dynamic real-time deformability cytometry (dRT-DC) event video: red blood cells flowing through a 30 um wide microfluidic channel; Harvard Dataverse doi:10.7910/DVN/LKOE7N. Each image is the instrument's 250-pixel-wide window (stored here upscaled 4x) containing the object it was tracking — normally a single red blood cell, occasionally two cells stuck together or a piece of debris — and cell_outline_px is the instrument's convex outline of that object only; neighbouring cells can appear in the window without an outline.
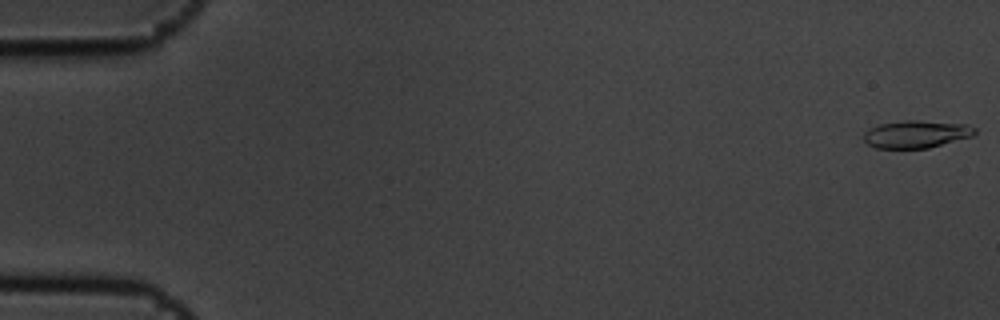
{"species": "common noctule bat (a hibernating species)", "species_latin": "Nyctalus noctula", "temperature_condition": "cold", "stored_images_in_passage": 9, "camera_frame_rate_fps": 3000, "um_per_image_px": 0.085, "animal": {"sex": "male", "body_mass_g": 19.5, "forearm_length_mm": 54.6}, "frame": {"image": 1, "passage_image": 1, "time_ms": 0.0, "image_size_px": [1000, 320], "cell_outline_px": [[976, 132], [972, 136], [928, 148], [876, 148], [868, 144], [864, 140], [864, 132], [868, 128], [880, 124], [904, 120], [920, 120], [968, 124], [976, 128]], "centroid_in_image_um": [77.88, 11.39], "position_along_channel_um": 7.1, "area_um2": 17.86}}
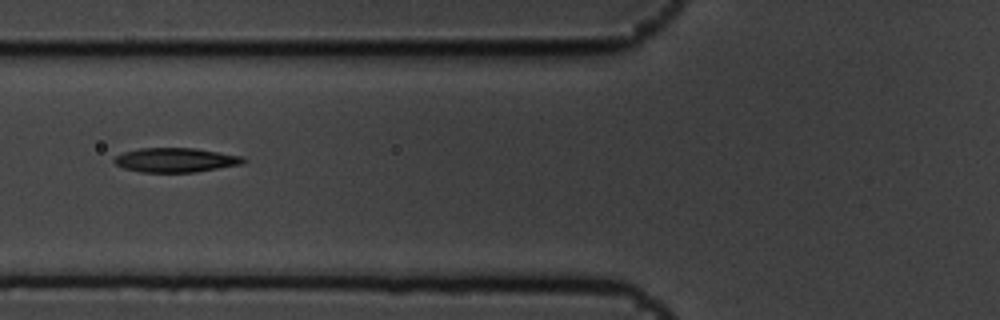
{"frame": {"image": 2, "passage_image": 7, "time_ms": 2.0, "image_size_px": [1000, 320], "cell_outline_px": [[248, 160], [240, 164], [196, 172], [140, 172], [124, 168], [116, 164], [112, 160], [116, 156], [124, 152], [140, 148], [196, 148], [244, 156]], "centroid_in_image_um": [14.94, 13.6], "position_along_channel_um": 110.9, "area_um2": 18.32}}
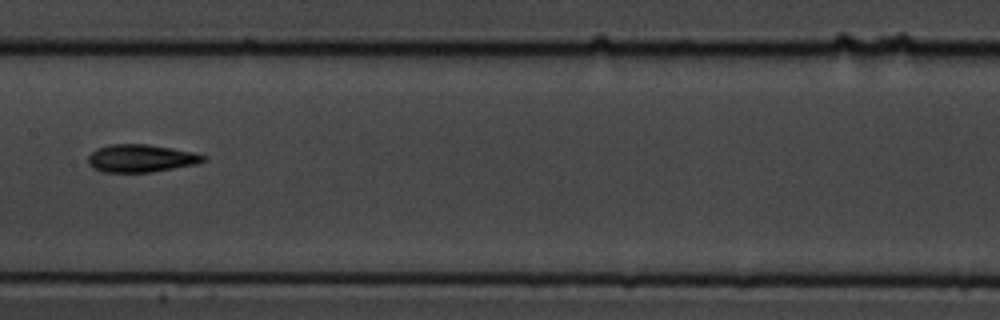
{"frame": {"image": 3, "passage_image": 9, "time_ms": 2.667, "image_size_px": [1000, 320], "cell_outline_px": [[208, 160], [196, 164], [152, 172], [104, 172], [92, 168], [88, 164], [88, 156], [96, 148], [108, 144], [148, 144], [172, 148], [192, 152], [208, 156]], "centroid_in_image_um": [11.98, 13.45], "position_along_channel_um": 195.4, "area_um2": 18.79}}